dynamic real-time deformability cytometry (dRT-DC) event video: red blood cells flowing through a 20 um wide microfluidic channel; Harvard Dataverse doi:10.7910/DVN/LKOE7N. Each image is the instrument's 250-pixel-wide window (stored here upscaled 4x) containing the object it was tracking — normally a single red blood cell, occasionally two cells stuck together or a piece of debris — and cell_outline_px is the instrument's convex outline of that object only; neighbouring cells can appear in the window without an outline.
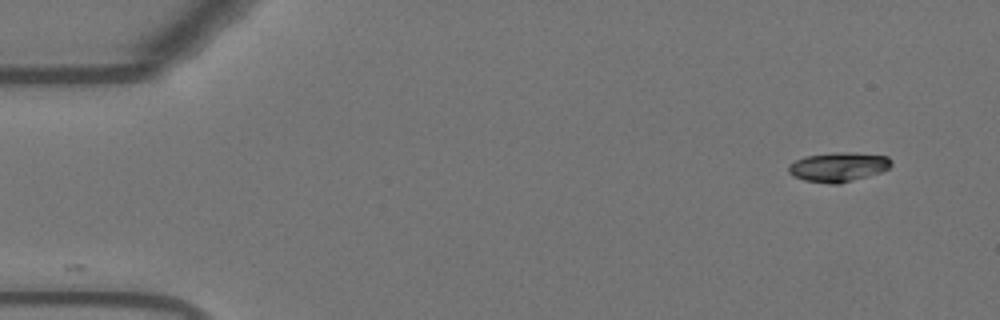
{"species": "Egyptian fruit bat (a non-hibernating species)", "species_latin": "Rousettus aegyptiacus", "temperature_condition": "warm", "stored_images_in_passage": 35, "camera_frame_rate_fps": 3000, "um_per_image_px": 0.085, "animal": {"sex": "female"}, "frame": {"image": 1, "passage_image": 1, "time_ms": 0.0, "image_size_px": [1000, 320], "cell_outline_px": [[892, 164], [888, 168], [880, 172], [840, 184], [832, 184], [804, 180], [792, 176], [788, 172], [788, 164], [804, 156], [836, 152], [852, 152], [888, 156], [892, 160]], "centroid_in_image_um": [71.23, 14.18], "position_along_channel_um": 13.8, "area_um2": 17.69}}
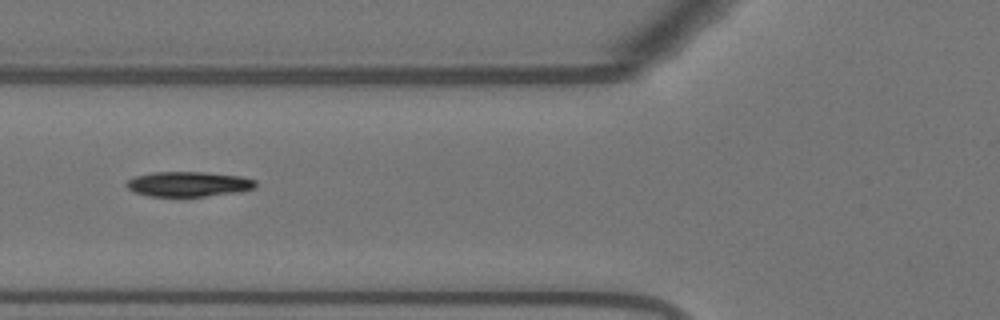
{"frame": {"image": 2, "passage_image": 18, "time_ms": 5.667, "image_size_px": [1000, 320], "cell_outline_px": [[256, 184], [252, 188], [232, 192], [204, 196], [148, 196], [136, 192], [128, 188], [124, 184], [128, 180], [136, 176], [152, 172], [204, 172], [240, 176], [256, 180]], "centroid_in_image_um": [15.96, 15.63], "position_along_channel_um": 109.8, "area_um2": 18.44}}
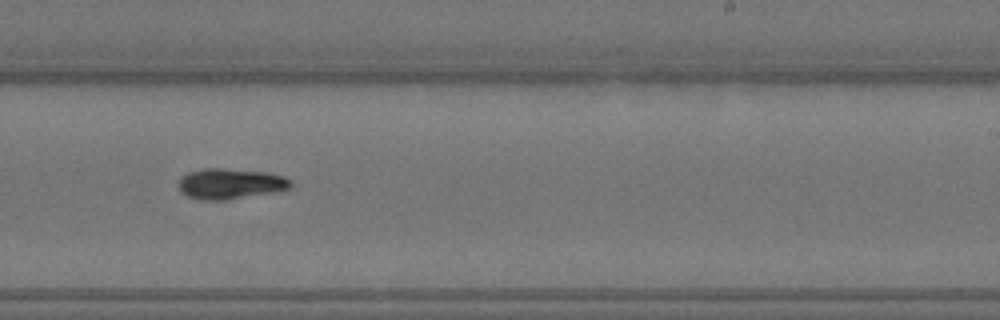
{"frame": {"image": 3, "passage_image": 31, "time_ms": 10.0, "image_size_px": [1000, 320], "cell_outline_px": [[292, 188], [272, 192], [228, 200], [204, 200], [188, 196], [180, 192], [180, 176], [188, 172], [204, 168], [224, 168], [268, 172], [284, 176], [292, 180]], "centroid_in_image_um": [19.6, 15.61], "position_along_channel_um": 269.4, "area_um2": 20.11}}